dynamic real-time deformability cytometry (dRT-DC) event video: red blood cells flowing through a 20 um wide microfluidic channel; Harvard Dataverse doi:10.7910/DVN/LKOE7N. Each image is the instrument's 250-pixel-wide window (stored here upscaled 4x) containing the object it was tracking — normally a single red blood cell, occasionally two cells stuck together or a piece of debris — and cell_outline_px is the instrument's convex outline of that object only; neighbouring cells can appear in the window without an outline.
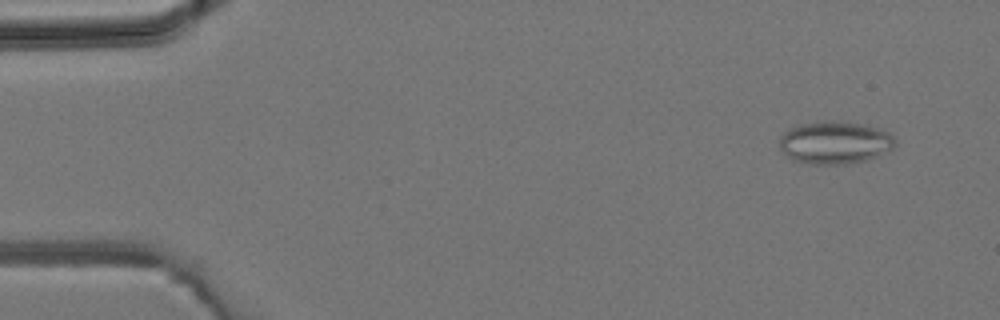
{"species": "common noctule bat (a hibernating species)", "species_latin": "Nyctalus noctula", "temperature_condition": "room temperature", "stored_images_in_passage": 45, "camera_frame_rate_fps": 3000, "um_per_image_px": 0.085, "animal": {"sex": "male", "body_mass_g": 19.2, "forearm_length_mm": 51.8}, "frame": {"image": 1, "passage_image": 4, "time_ms": 1.0, "image_size_px": [1000, 320], "cell_outline_px": [[896, 144], [892, 148], [868, 160], [844, 164], [812, 164], [792, 160], [780, 148], [780, 136], [784, 132], [800, 124], [828, 120], [832, 120], [864, 124], [888, 132], [896, 140]], "centroid_in_image_um": [70.96, 12.11], "position_along_channel_um": 14.0, "area_um2": 28.61}}
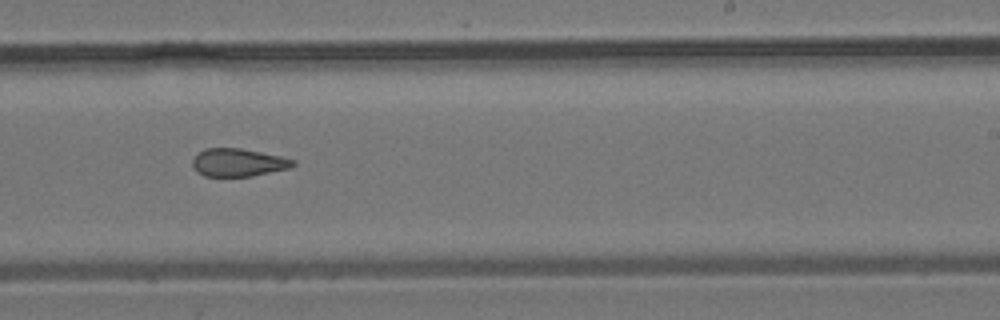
{"frame": {"image": 2, "passage_image": 28, "time_ms": 9.0, "image_size_px": [1000, 320], "cell_outline_px": [[296, 164], [292, 168], [252, 176], [204, 176], [196, 172], [192, 168], [192, 160], [204, 148], [240, 148], [280, 156], [296, 160]], "centroid_in_image_um": [20.26, 13.82], "position_along_channel_um": 268.7, "area_um2": 16.47}}
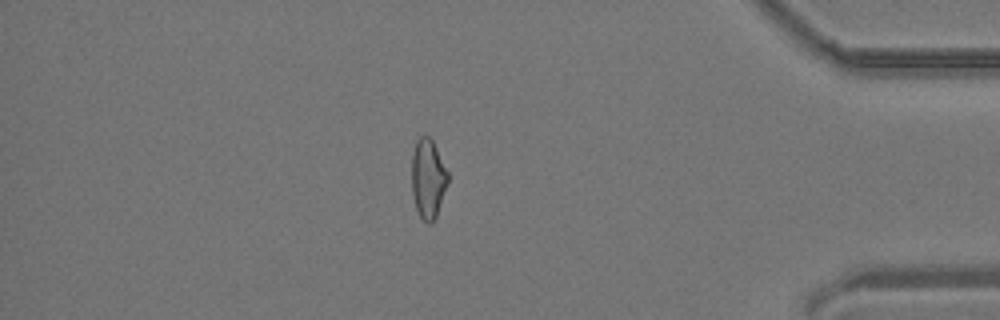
{"frame": {"image": 3, "passage_image": 39, "time_ms": 12.667, "image_size_px": [1000, 320], "cell_outline_px": [[448, 184], [436, 216], [432, 224], [428, 224], [420, 216], [416, 208], [412, 196], [412, 156], [416, 140], [420, 136], [428, 136], [432, 140], [448, 172]], "centroid_in_image_um": [36.38, 15.2], "position_along_channel_um": 398.8, "area_um2": 16.7}}